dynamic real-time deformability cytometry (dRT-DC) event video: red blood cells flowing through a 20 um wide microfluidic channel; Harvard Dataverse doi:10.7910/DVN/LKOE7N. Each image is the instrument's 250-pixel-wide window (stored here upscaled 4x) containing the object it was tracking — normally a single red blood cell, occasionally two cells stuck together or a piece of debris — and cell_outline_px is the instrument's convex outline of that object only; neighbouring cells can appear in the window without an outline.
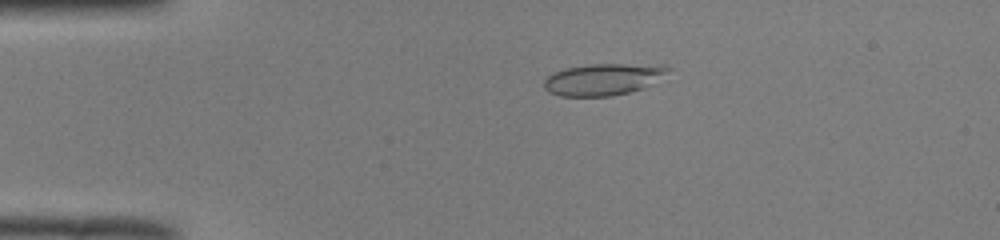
{"species": "common noctule bat (a hibernating species)", "species_latin": "Nyctalus noctula", "temperature_condition": "room temperature", "stored_images_in_passage": 41, "camera_frame_rate_fps": 3000, "um_per_image_px": 0.085, "animal": {"sex": "male", "body_mass_g": 19.0, "forearm_length_mm": 50.8}, "frame": {"image": 1, "passage_image": 1, "time_ms": 0.0, "image_size_px": [1000, 240], "cell_outline_px": [[672, 68], [644, 88], [612, 96], [560, 96], [548, 92], [544, 88], [544, 80], [552, 72], [564, 68], [592, 64], [668, 64]], "centroid_in_image_um": [51.25, 6.73], "position_along_channel_um": 33.7, "area_um2": 23.0}}
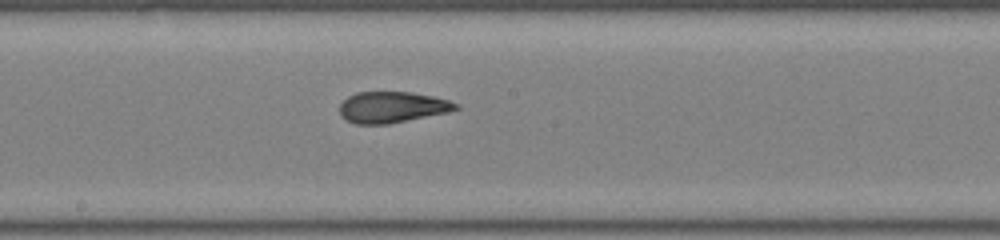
{"frame": {"image": 2, "passage_image": 18, "time_ms": 5.667, "image_size_px": [1000, 240], "cell_outline_px": [[460, 108], [448, 112], [388, 124], [356, 124], [340, 116], [340, 104], [348, 96], [356, 92], [412, 92], [432, 96], [448, 100], [460, 104]], "centroid_in_image_um": [33.34, 9.11], "position_along_channel_um": 214.9, "area_um2": 21.04}}
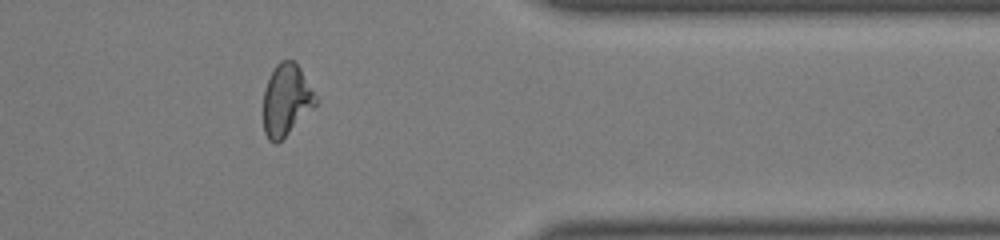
{"frame": {"image": 3, "passage_image": 32, "time_ms": 10.333, "image_size_px": [1000, 240], "cell_outline_px": [[316, 104], [276, 144], [268, 140], [264, 132], [264, 88], [276, 64], [280, 60], [292, 60], [300, 68], [316, 96]], "centroid_in_image_um": [24.3, 8.48], "position_along_channel_um": 387.1, "area_um2": 21.21}, "authors_computed_cell_mechanics": {"area_um2": 21.386, "velocity_mm_per_s": 3.9994, "shape_relaxation_time_tau1_ms": null, "shape_relaxation_time_tau2_ms": 1.6117, "deformation_change_tau1": null, "deformation_change_tau2": 0.0755}}